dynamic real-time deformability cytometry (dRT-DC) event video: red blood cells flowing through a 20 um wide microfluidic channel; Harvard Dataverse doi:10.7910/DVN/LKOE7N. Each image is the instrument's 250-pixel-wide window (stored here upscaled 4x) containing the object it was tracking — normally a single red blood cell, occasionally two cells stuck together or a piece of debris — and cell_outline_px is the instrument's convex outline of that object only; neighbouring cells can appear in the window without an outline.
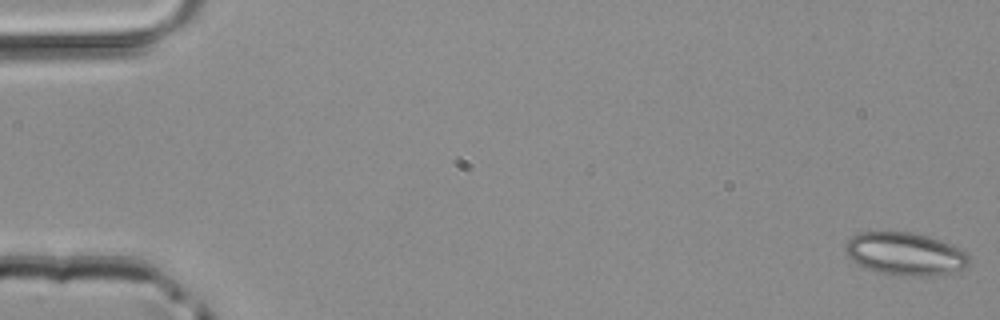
{"species": "common noctule bat (a hibernating species)", "species_latin": "Nyctalus noctula", "temperature_condition": "room temperature", "stored_images_in_passage": 49, "camera_frame_rate_fps": 3000, "um_per_image_px": 0.085, "animal": {"sex": "male", "body_mass_g": 20.4}, "frame": {"image": 1, "passage_image": 1, "time_ms": 0.0, "image_size_px": [1000, 320], "cell_outline_px": [[968, 268], [944, 276], [900, 276], [876, 272], [852, 260], [844, 252], [844, 244], [852, 236], [860, 232], [912, 232], [928, 236], [940, 240], [960, 248], [968, 256]], "centroid_in_image_um": [76.96, 21.6], "position_along_channel_um": 8.0, "area_um2": 31.27}}
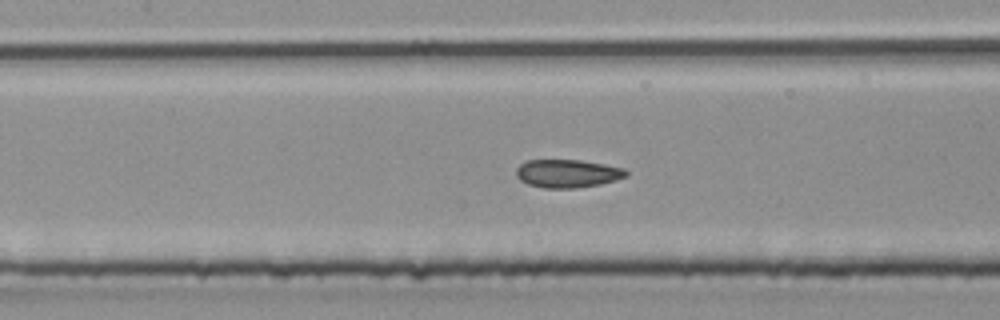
{"frame": {"image": 2, "passage_image": 23, "time_ms": 7.333, "image_size_px": [1000, 320], "cell_outline_px": [[628, 176], [616, 180], [600, 184], [580, 188], [544, 188], [528, 184], [520, 180], [516, 176], [516, 168], [520, 164], [528, 160], [580, 160], [604, 164], [624, 168], [628, 172]], "centroid_in_image_um": [48.24, 14.75], "position_along_channel_um": 159.2, "area_um2": 18.15}}
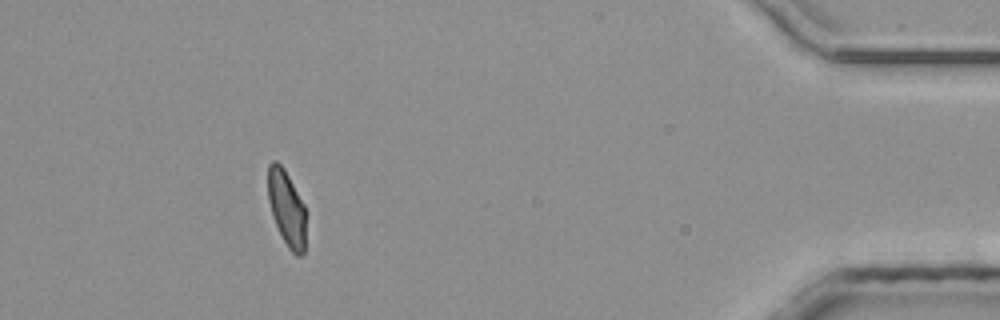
{"frame": {"image": 3, "passage_image": 45, "time_ms": 14.667, "image_size_px": [1000, 320], "cell_outline_px": [[304, 252], [300, 256], [296, 256], [288, 248], [272, 216], [268, 200], [268, 164], [272, 160], [276, 160], [284, 168], [304, 204]], "centroid_in_image_um": [24.34, 17.66], "position_along_channel_um": 410.9, "area_um2": 16.47}}